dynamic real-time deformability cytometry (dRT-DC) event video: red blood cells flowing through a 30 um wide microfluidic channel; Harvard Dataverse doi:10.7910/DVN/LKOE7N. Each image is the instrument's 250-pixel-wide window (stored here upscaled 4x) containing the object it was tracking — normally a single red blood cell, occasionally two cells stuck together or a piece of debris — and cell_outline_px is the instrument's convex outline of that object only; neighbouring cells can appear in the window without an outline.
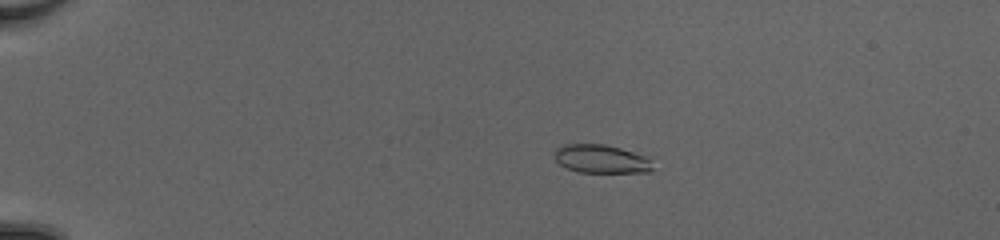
{"species": "common noctule bat (a hibernating species)", "species_latin": "Nyctalus noctula", "temperature_condition": "cold", "stored_images_in_passage": 53, "camera_frame_rate_fps": 3000, "um_per_image_px": 0.085, "animal": {"sex": "female", "body_mass_g": 20.0, "forearm_length_mm": 54.0}, "frame": {"image": 1, "passage_image": 13, "time_ms": 4.0, "image_size_px": [1000, 240], "cell_outline_px": [[652, 168], [648, 172], [576, 172], [560, 164], [556, 160], [556, 148], [564, 144], [604, 144], [620, 148], [644, 156], [648, 160]], "centroid_in_image_um": [51.05, 13.51], "position_along_channel_um": 33.9, "area_um2": 15.9}}
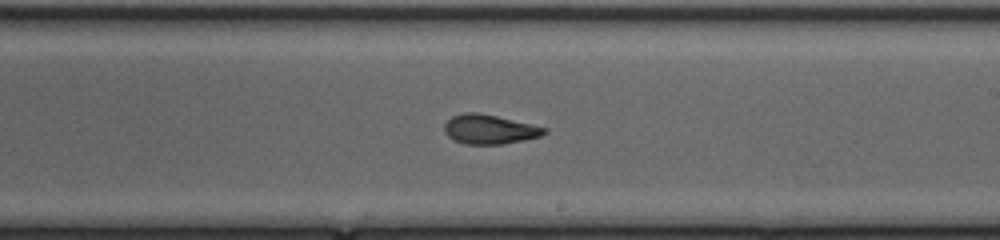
{"frame": {"image": 2, "passage_image": 34, "time_ms": 11.0, "image_size_px": [1000, 240], "cell_outline_px": [[548, 132], [540, 136], [524, 140], [504, 144], [464, 144], [448, 136], [444, 132], [444, 124], [452, 116], [464, 112], [476, 112], [496, 116], [532, 124], [548, 128]], "centroid_in_image_um": [41.62, 10.99], "position_along_channel_um": 247.4, "area_um2": 17.11}}
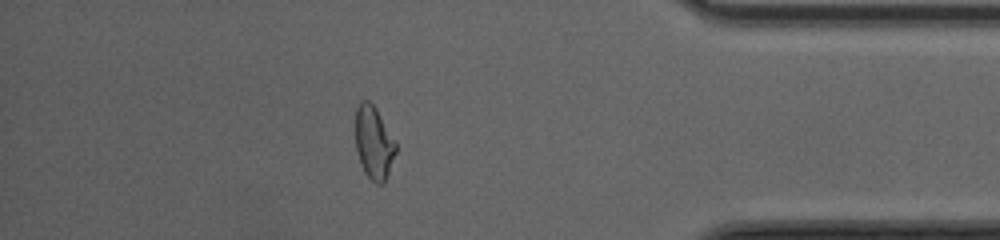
{"frame": {"image": 3, "passage_image": 47, "time_ms": 15.333, "image_size_px": [1000, 240], "cell_outline_px": [[396, 152], [384, 184], [376, 184], [364, 172], [356, 148], [356, 108], [360, 100], [368, 100], [376, 108], [396, 140]], "centroid_in_image_um": [31.79, 12.11], "position_along_channel_um": 403.4, "area_um2": 17.17}, "authors_computed_cell_mechanics": {"area_um2": 17.4556, "velocity_mm_per_s": 4.1943, "shape_relaxation_time_tau1_ms": null, "shape_relaxation_time_tau2_ms": 1.9598, "deformation_change_tau1": null, "deformation_change_tau2": 0.0799}}